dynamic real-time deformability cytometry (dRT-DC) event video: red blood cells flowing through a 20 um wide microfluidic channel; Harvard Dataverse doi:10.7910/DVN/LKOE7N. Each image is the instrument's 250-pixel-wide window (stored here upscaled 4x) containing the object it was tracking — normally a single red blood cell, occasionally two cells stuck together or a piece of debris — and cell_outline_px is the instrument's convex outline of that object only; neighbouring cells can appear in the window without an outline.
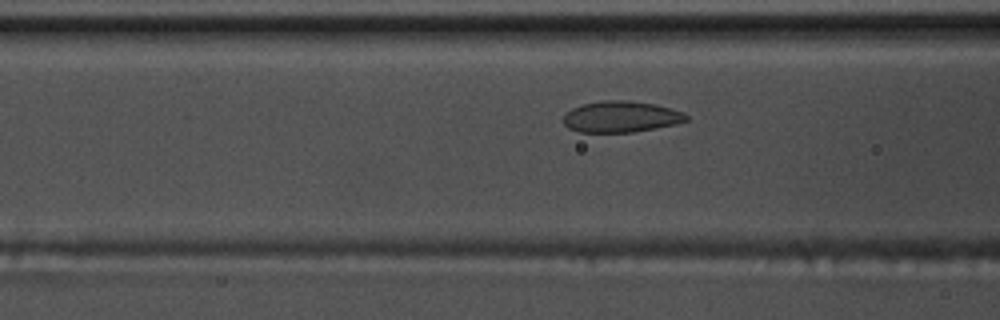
{"species": "common noctule bat (a hibernating species)", "species_latin": "Nyctalus noctula", "temperature_condition": "warm", "stored_images_in_passage": 49, "camera_frame_rate_fps": 3000, "um_per_image_px": 0.085, "animal": {"sex": "male", "body_mass_g": 17.5, "forearm_length_mm": 52.3}, "frame": {"image": 1, "passage_image": 15, "time_ms": 4.667, "image_size_px": [1000, 320], "cell_outline_px": [[688, 120], [676, 124], [632, 132], [580, 132], [568, 128], [564, 124], [564, 116], [572, 108], [584, 104], [604, 100], [624, 100], [656, 104], [684, 112], [688, 116]], "centroid_in_image_um": [52.8, 9.92], "position_along_channel_um": 113.8, "area_um2": 22.2}}
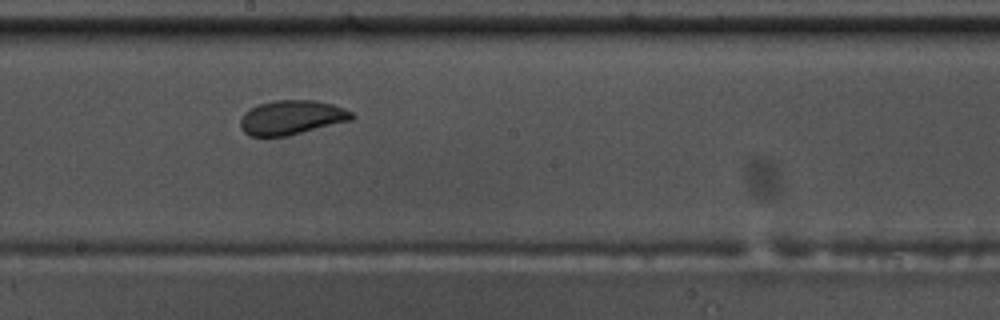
{"frame": {"image": 2, "passage_image": 24, "time_ms": 7.667, "image_size_px": [1000, 320], "cell_outline_px": [[356, 116], [352, 120], [288, 136], [248, 136], [240, 128], [240, 120], [244, 112], [260, 104], [276, 100], [316, 100], [332, 104], [344, 108], [352, 112]], "centroid_in_image_um": [24.8, 9.99], "position_along_channel_um": 223.4, "area_um2": 22.37}}
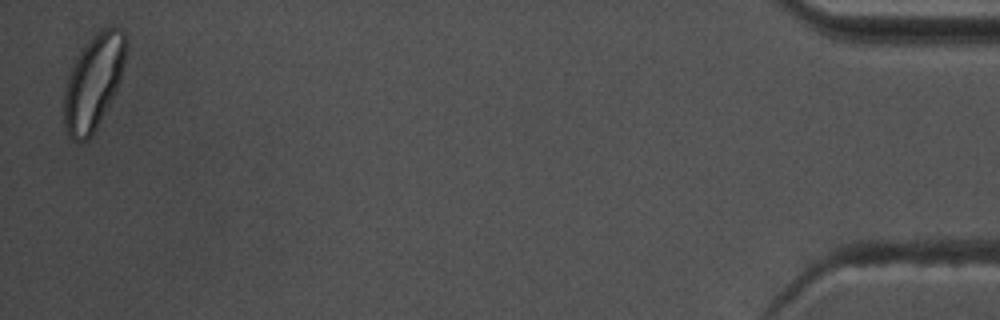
{"frame": {"image": 3, "passage_image": 48, "time_ms": 15.667, "image_size_px": [1000, 320], "cell_outline_px": [[128, 44], [120, 80], [92, 136], [88, 140], [76, 140], [68, 136], [64, 124], [64, 92], [72, 68], [84, 44], [92, 36], [104, 28], [120, 28], [124, 32], [128, 40]], "centroid_in_image_um": [7.96, 6.95], "position_along_channel_um": 427.2, "area_um2": 33.58}, "authors_computed_cell_mechanics": {"area_um2": 23.409, "velocity_mm_per_s": 3.6688, "shape_relaxation_time_tau1_ms": 4.0018, "shape_relaxation_time_tau2_ms": 1.1748, "deformation_change_tau1": 0.1099, "deformation_change_tau2": 0.0594}}